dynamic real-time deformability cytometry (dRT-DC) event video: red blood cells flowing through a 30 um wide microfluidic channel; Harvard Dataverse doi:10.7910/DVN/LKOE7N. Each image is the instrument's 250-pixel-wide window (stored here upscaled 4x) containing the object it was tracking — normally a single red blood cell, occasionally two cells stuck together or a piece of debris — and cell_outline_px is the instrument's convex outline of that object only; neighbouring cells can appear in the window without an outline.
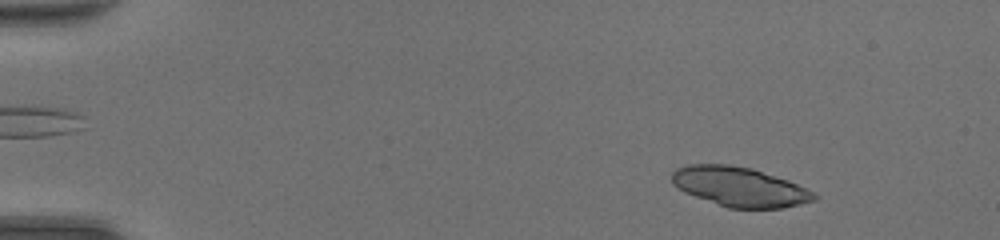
{"species": "common noctule bat (a hibernating species)", "species_latin": "Nyctalus noctula", "temperature_condition": "room temperature", "stored_images_in_passage": 46, "camera_frame_rate_fps": 3000, "um_per_image_px": 0.085, "animal": {"sex": "female", "body_mass_g": 20.0, "forearm_length_mm": 54.0}, "frame": {"image": 1, "passage_image": 5, "time_ms": 1.333, "image_size_px": [1000, 240], "cell_outline_px": [[820, 196], [816, 200], [800, 204], [780, 208], [728, 208], [684, 192], [676, 188], [672, 184], [672, 172], [676, 168], [688, 164], [728, 164], [752, 168], [788, 180]], "centroid_in_image_um": [62.83, 15.87], "position_along_channel_um": 22.2, "area_um2": 32.71}}
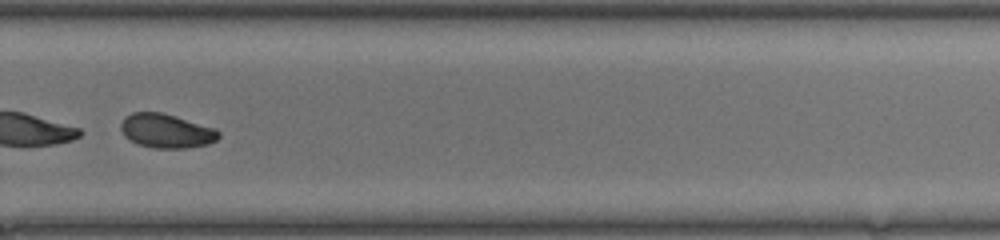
{"frame": {"image": 2, "passage_image": 33, "time_ms": 10.667, "image_size_px": [1000, 240], "cell_outline_px": [[220, 136], [216, 140], [208, 144], [184, 148], [152, 148], [136, 144], [128, 140], [124, 136], [120, 128], [120, 124], [124, 116], [132, 112], [160, 112], [176, 116], [216, 128], [220, 132]], "centroid_in_image_um": [14.11, 11.13], "position_along_channel_um": 315.7, "area_um2": 19.71}}